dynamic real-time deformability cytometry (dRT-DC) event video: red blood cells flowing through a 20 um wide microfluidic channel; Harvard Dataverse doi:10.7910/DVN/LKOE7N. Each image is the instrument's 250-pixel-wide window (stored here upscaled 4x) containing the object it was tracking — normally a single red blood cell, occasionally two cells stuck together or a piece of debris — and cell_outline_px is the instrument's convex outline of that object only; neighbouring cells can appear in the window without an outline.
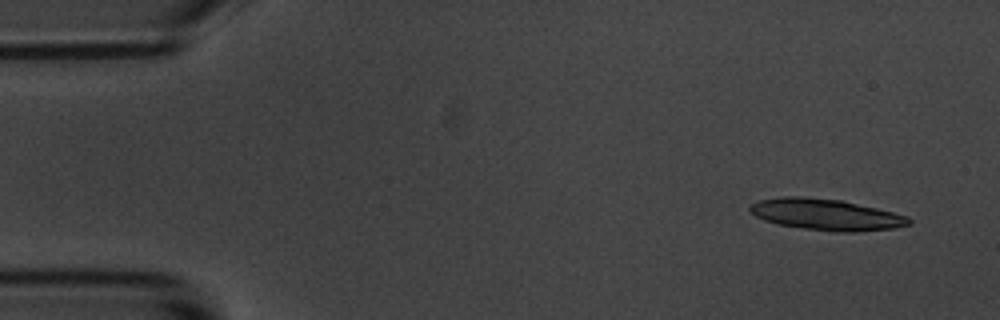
{"species": "common noctule bat (a hibernating species)", "species_latin": "Nyctalus noctula", "temperature_condition": "room temperature", "stored_images_in_passage": 6, "segment_of_instrument_passage": [1, 2], "camera_frame_rate_fps": 3000, "um_per_image_px": 0.085, "animal": {"sex": "male", "body_mass_g": 20.1, "forearm_length_mm": 53.5}, "frame": {"image": 1, "passage_image": 2, "time_ms": 1.0, "image_size_px": [1000, 320], "cell_outline_px": [[912, 224], [892, 228], [856, 232], [836, 232], [804, 228], [780, 224], [764, 220], [756, 216], [748, 208], [752, 204], [760, 200], [780, 196], [800, 196], [840, 200], [876, 208], [908, 216], [912, 220]], "centroid_in_image_um": [70.23, 18.23], "position_along_channel_um": 14.8, "area_um2": 28.73}}